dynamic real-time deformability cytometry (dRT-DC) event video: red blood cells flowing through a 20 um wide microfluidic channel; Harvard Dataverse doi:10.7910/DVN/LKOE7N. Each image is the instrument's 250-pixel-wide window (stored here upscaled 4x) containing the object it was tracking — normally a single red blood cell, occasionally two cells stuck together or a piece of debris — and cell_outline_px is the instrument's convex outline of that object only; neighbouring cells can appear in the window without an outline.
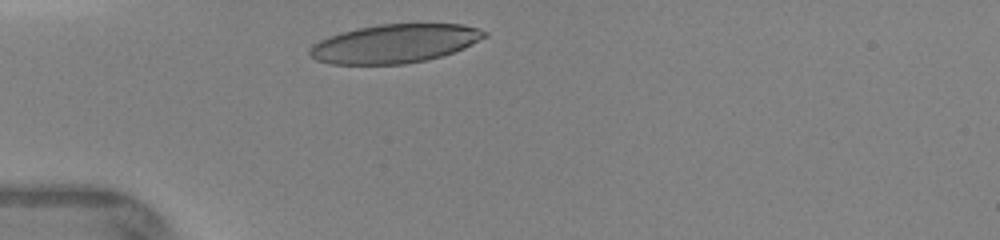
{"species": "human", "species_latin": "Homo sapiens", "temperature_condition": "warm", "stored_images_in_passage": 7, "camera_frame_rate_fps": 3000, "um_per_image_px": 0.085, "donor": {"sex": "female"}, "frame": {"image": 1, "passage_image": 1, "time_ms": 0.0, "image_size_px": [1000, 240], "cell_outline_px": [[488, 36], [464, 48], [428, 60], [404, 64], [332, 64], [316, 60], [308, 52], [312, 44], [328, 36], [340, 32], [356, 28], [380, 24], [464, 24], [488, 32]], "centroid_in_image_um": [33.54, 3.7], "position_along_channel_um": 51.5, "area_um2": 39.42}}